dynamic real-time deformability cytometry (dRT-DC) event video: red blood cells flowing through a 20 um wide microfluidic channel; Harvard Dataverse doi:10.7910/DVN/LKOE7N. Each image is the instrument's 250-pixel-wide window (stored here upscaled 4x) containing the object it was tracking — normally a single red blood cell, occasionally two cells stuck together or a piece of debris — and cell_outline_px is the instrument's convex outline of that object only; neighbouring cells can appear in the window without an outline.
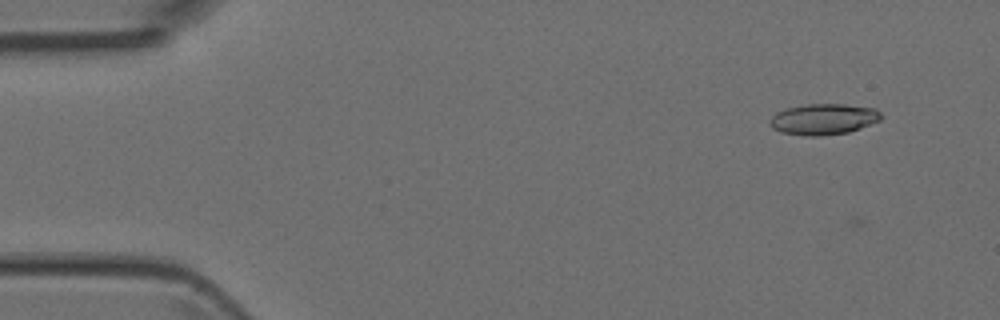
{"species": "Egyptian fruit bat (a non-hibernating species)", "species_latin": "Rousettus aegyptiacus", "temperature_condition": "room temperature", "stored_images_in_passage": 5, "camera_frame_rate_fps": 3000, "um_per_image_px": 0.085, "animal": {"sex": "female"}, "frame": {"image": 1, "passage_image": 1, "time_ms": 0.0, "image_size_px": [1000, 320], "cell_outline_px": [[884, 116], [880, 120], [848, 132], [820, 136], [808, 136], [780, 132], [772, 128], [768, 120], [776, 112], [784, 108], [808, 104], [844, 104], [876, 108]], "centroid_in_image_um": [69.98, 10.12], "position_along_channel_um": 15.0, "area_um2": 20.17}}